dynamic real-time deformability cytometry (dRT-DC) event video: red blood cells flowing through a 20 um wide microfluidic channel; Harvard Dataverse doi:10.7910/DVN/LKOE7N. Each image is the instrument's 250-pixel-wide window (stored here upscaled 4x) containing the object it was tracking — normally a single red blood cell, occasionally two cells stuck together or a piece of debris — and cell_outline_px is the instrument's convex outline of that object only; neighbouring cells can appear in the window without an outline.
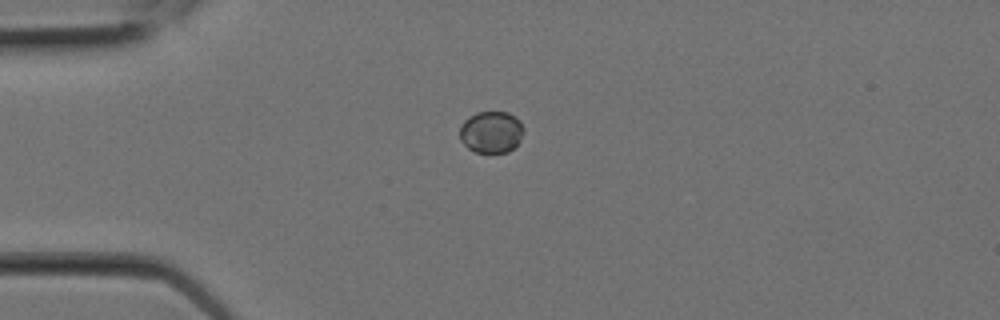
{"species": "Egyptian fruit bat (a non-hibernating species)", "species_latin": "Rousettus aegyptiacus", "temperature_condition": "room temperature", "stored_images_in_passage": 2, "camera_frame_rate_fps": 3000, "um_per_image_px": 0.085, "animal": {"sex": "female"}, "frame": {"image": 1, "passage_image": 1, "time_ms": 0.0, "image_size_px": [1000, 320], "cell_outline_px": [[524, 132], [520, 140], [508, 152], [476, 152], [468, 148], [460, 140], [460, 124], [468, 116], [476, 112], [508, 112], [520, 120], [524, 128]], "centroid_in_image_um": [41.75, 11.2], "position_along_channel_um": 43.3, "area_um2": 15.66}}